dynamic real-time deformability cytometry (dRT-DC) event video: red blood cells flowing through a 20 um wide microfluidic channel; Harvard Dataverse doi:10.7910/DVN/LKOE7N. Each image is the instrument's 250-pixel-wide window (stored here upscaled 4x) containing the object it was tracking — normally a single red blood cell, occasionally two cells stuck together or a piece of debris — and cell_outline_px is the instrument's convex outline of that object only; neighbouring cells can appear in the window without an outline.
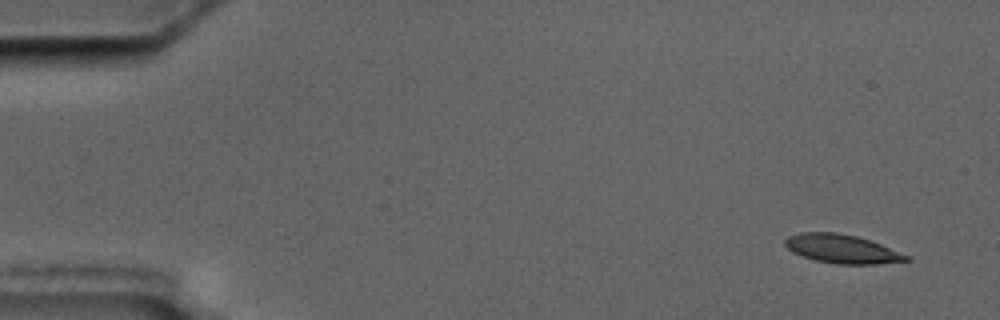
{"species": "common noctule bat (a hibernating species)", "species_latin": "Nyctalus noctula", "temperature_condition": "cold", "stored_images_in_passage": 6, "camera_frame_rate_fps": 3000, "um_per_image_px": 0.085, "animal": {"sex": "male", "body_mass_g": 17.5, "forearm_length_mm": 52.3}, "frame": {"image": 1, "passage_image": 1, "time_ms": 0.0, "image_size_px": [1000, 320], "cell_outline_px": [[912, 260], [876, 264], [836, 264], [816, 260], [792, 252], [784, 244], [784, 240], [788, 236], [800, 232], [836, 232], [856, 236], [880, 244], [908, 256]], "centroid_in_image_um": [71.53, 21.15], "position_along_channel_um": 13.5, "area_um2": 20.06}}